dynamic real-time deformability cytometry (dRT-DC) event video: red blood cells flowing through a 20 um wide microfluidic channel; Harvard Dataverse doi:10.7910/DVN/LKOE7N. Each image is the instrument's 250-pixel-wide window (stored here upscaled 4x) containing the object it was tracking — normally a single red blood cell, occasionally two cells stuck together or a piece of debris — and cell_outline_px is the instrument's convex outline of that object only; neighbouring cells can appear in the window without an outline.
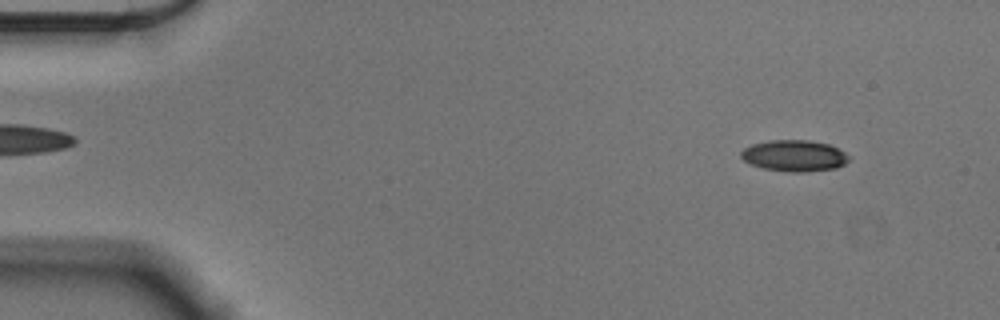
{"species": "Egyptian fruit bat (a non-hibernating species)", "species_latin": "Rousettus aegyptiacus", "temperature_condition": "cold", "stored_images_in_passage": 56, "camera_frame_rate_fps": 3000, "um_per_image_px": 0.085, "animal": {"sex": "male"}, "frame": {"image": 1, "passage_image": 5, "time_ms": 1.333, "image_size_px": [1000, 320], "cell_outline_px": [[848, 160], [844, 164], [836, 168], [804, 172], [792, 172], [764, 168], [752, 164], [744, 160], [740, 156], [740, 152], [744, 148], [752, 144], [768, 140], [808, 140], [828, 144], [844, 152], [848, 156]], "centroid_in_image_um": [67.49, 13.23], "position_along_channel_um": 17.5, "area_um2": 19.48}}
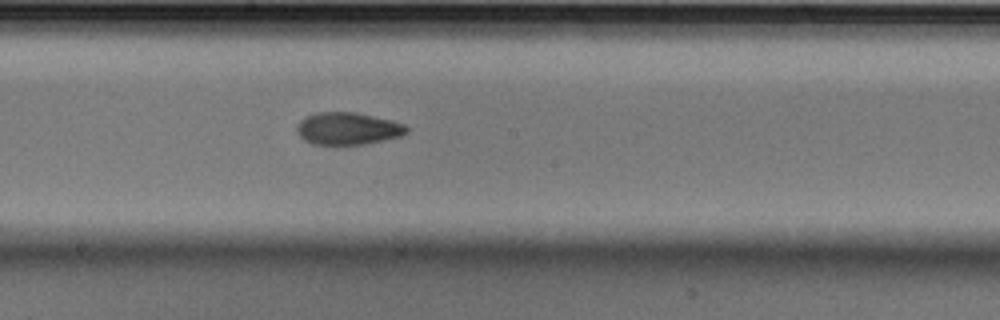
{"frame": {"image": 2, "passage_image": 30, "time_ms": 9.667, "image_size_px": [1000, 320], "cell_outline_px": [[408, 132], [400, 136], [384, 140], [364, 144], [312, 144], [304, 140], [296, 132], [296, 128], [300, 120], [304, 116], [316, 112], [356, 112], [392, 120], [404, 124], [408, 128]], "centroid_in_image_um": [29.54, 10.92], "position_along_channel_um": 218.7, "area_um2": 20.75}}
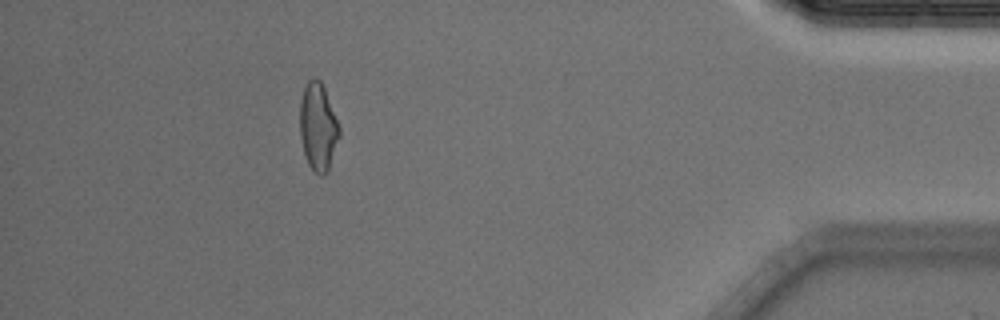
{"frame": {"image": 3, "passage_image": 50, "time_ms": 16.333, "image_size_px": [1000, 320], "cell_outline_px": [[340, 136], [328, 172], [324, 176], [320, 176], [308, 164], [304, 152], [300, 136], [300, 100], [304, 88], [308, 80], [316, 76], [320, 80], [324, 88], [340, 128]], "centroid_in_image_um": [27.04, 10.79], "position_along_channel_um": 408.2, "area_um2": 20.11}, "authors_computed_cell_mechanics": {"area_um2": 20.3167, "velocity_mm_per_s": 3.5882, "shape_relaxation_time_tau1_ms": 7.8102, "shape_relaxation_time_tau2_ms": 3.7762, "deformation_change_tau1": 0.1677, "deformation_change_tau2": 0.1029}}